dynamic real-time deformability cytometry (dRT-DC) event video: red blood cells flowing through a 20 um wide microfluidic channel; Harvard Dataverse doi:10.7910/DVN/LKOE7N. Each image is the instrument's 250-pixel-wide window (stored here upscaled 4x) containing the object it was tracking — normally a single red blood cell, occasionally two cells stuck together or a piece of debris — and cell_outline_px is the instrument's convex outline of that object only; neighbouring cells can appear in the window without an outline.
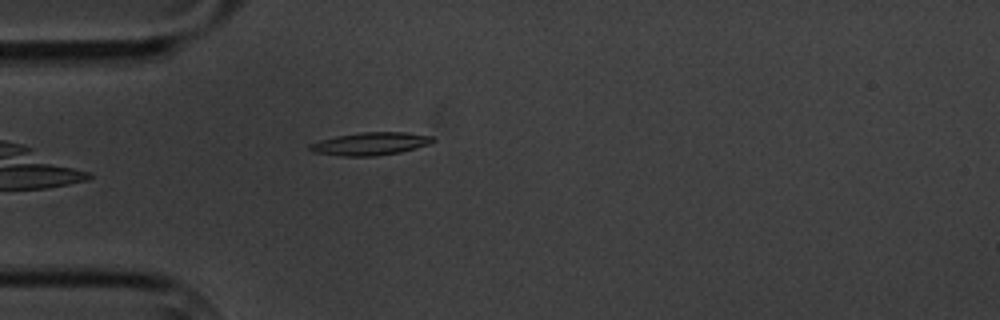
{"species": "common noctule bat (a hibernating species)", "species_latin": "Nyctalus noctula", "temperature_condition": "cold", "stored_images_in_passage": 4, "camera_frame_rate_fps": 3000, "um_per_image_px": 0.085, "animal": {"sex": "male", "body_mass_g": 20.1, "forearm_length_mm": 53.5}, "frame": {"image": 1, "passage_image": 4, "time_ms": 4.333, "image_size_px": [1000, 320], "cell_outline_px": [[436, 140], [428, 144], [416, 148], [400, 152], [376, 156], [340, 156], [312, 152], [308, 148], [308, 144], [320, 140], [336, 136], [360, 132], [404, 132], [432, 136]], "centroid_in_image_um": [31.45, 12.22], "position_along_channel_um": 53.6, "area_um2": 16.42}}